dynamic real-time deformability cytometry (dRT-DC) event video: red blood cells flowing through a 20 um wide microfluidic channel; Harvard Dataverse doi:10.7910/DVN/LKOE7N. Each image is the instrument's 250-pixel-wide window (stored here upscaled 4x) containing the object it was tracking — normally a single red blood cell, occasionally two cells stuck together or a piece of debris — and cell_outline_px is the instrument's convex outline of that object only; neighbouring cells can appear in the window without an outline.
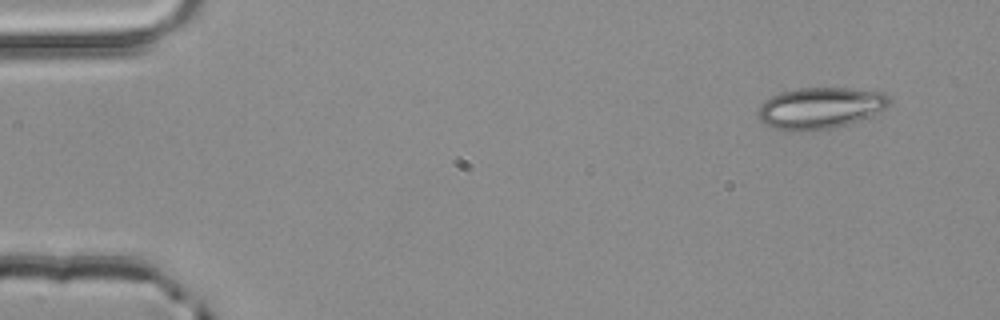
{"species": "common noctule bat (a hibernating species)", "species_latin": "Nyctalus noctula", "temperature_condition": "room temperature", "stored_images_in_passage": 2, "camera_frame_rate_fps": 3000, "um_per_image_px": 0.085, "animal": {"sex": "male", "body_mass_g": 20.4}, "frame": {"image": 1, "passage_image": 1, "time_ms": 0.0, "image_size_px": [1000, 320], "cell_outline_px": [[892, 100], [884, 108], [868, 116], [848, 124], [836, 128], [796, 132], [792, 132], [776, 128], [764, 124], [760, 120], [756, 112], [760, 104], [764, 100], [780, 92], [800, 88], [852, 88], [884, 92]], "centroid_in_image_um": [69.67, 9.18], "position_along_channel_um": 15.3, "area_um2": 31.85}}